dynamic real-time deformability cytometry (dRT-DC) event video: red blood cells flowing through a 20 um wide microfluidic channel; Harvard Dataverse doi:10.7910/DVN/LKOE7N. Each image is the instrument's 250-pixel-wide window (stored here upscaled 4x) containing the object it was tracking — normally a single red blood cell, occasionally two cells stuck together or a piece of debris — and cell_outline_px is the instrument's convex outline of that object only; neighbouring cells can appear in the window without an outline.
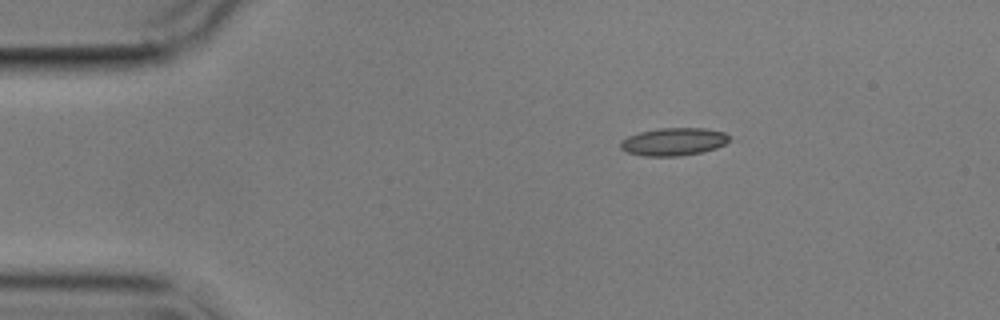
{"species": "common noctule bat (a hibernating species)", "species_latin": "Nyctalus noctula", "temperature_condition": "cold", "stored_images_in_passage": 2, "camera_frame_rate_fps": 3000, "um_per_image_px": 0.085, "animal": {"sex": "male", "body_mass_g": 17.9}, "frame": {"image": 1, "passage_image": 1, "time_ms": 0.0, "image_size_px": [1000, 320], "cell_outline_px": [[728, 140], [724, 144], [716, 148], [704, 152], [680, 156], [644, 156], [628, 152], [620, 148], [620, 140], [628, 136], [640, 132], [660, 128], [704, 128], [724, 132], [728, 136]], "centroid_in_image_um": [57.24, 12.05], "position_along_channel_um": 27.8, "area_um2": 17.57}}